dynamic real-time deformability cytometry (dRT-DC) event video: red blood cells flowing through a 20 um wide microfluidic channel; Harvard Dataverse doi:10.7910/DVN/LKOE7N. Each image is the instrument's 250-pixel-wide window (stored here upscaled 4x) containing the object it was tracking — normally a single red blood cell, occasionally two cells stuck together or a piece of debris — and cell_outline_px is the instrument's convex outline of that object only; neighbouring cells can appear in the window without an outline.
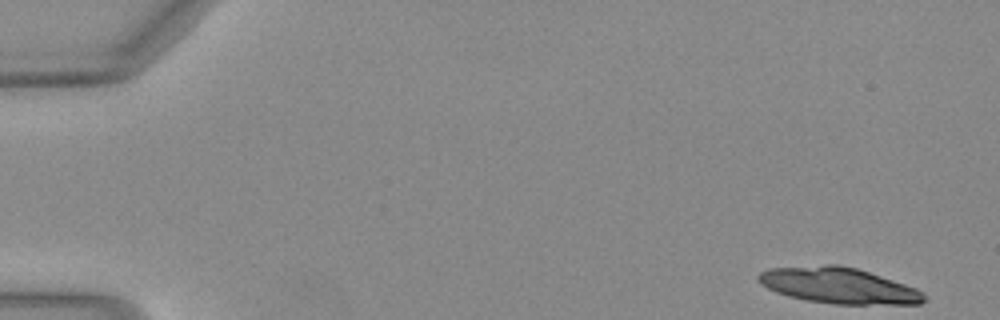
{"species": "Egyptian fruit bat (a non-hibernating species)", "species_latin": "Rousettus aegyptiacus", "temperature_condition": "warm", "stored_images_in_passage": 22, "camera_frame_rate_fps": 3000, "um_per_image_px": 0.085, "animal": {"sex": "female"}, "frame": {"image": 1, "passage_image": 1, "time_ms": 0.0, "image_size_px": [1000, 320], "cell_outline_px": [[928, 300], [920, 304], [832, 304], [808, 300], [788, 296], [776, 292], [760, 284], [756, 276], [760, 272], [768, 268], [824, 264], [840, 264], [856, 268], [916, 288], [924, 292], [928, 296]], "centroid_in_image_um": [71.28, 24.27], "position_along_channel_um": 13.7, "area_um2": 34.85}}
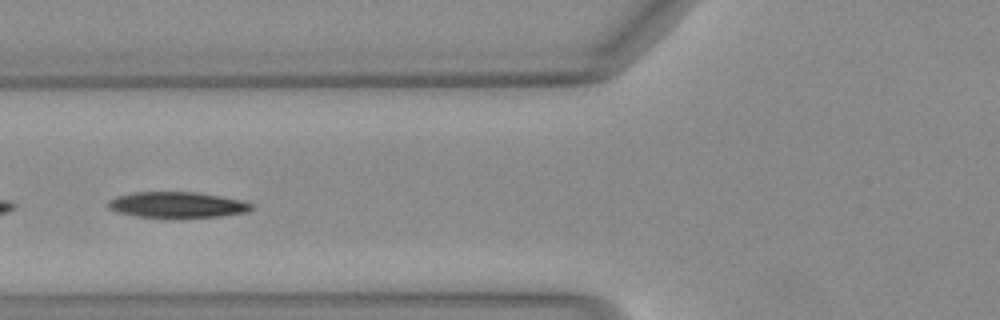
{"frame": {"image": 2, "passage_image": 19, "time_ms": 6.0, "image_size_px": [1000, 320], "cell_outline_px": [[252, 208], [248, 212], [220, 216], [136, 216], [116, 212], [108, 208], [108, 200], [116, 196], [136, 192], [196, 192], [220, 196], [240, 200], [252, 204]], "centroid_in_image_um": [15.02, 17.39], "position_along_channel_um": 110.8, "area_um2": 21.04}}